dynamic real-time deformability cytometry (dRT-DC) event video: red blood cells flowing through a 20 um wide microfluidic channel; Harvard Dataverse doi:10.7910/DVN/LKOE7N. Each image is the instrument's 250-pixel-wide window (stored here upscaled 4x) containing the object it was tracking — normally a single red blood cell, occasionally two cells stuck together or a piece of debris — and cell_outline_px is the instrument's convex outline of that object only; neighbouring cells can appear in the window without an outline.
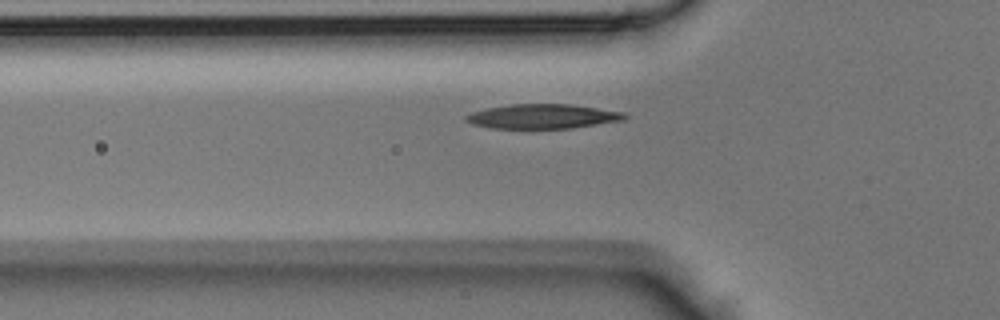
{"species": "Egyptian fruit bat (a non-hibernating species)", "species_latin": "Rousettus aegyptiacus", "temperature_condition": "room temperature", "stored_images_in_passage": 30, "camera_frame_rate_fps": 3000, "um_per_image_px": 0.085, "animal": {"sex": "male"}, "frame": {"image": 1, "passage_image": 3, "time_ms": 0.667, "image_size_px": [1000, 320], "cell_outline_px": [[628, 116], [624, 120], [572, 128], [492, 128], [472, 124], [464, 120], [464, 116], [472, 112], [488, 108], [508, 104], [572, 104], [624, 112]], "centroid_in_image_um": [46.13, 9.89], "position_along_channel_um": 79.7, "area_um2": 22.66}}
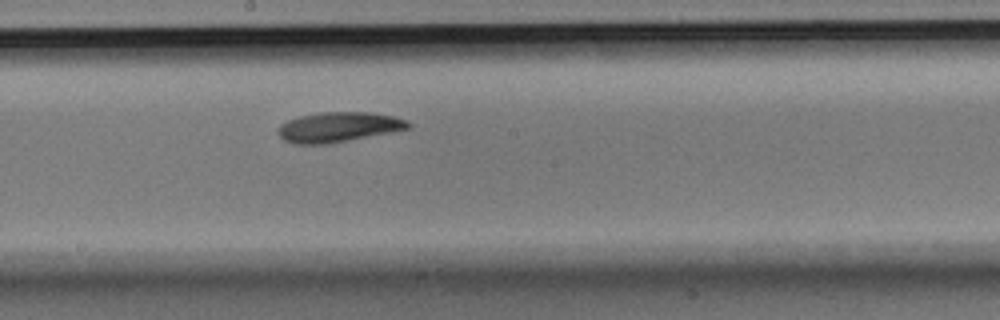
{"frame": {"image": 2, "passage_image": 12, "time_ms": 3.667, "image_size_px": [1000, 320], "cell_outline_px": [[412, 124], [408, 128], [328, 144], [292, 144], [284, 140], [276, 132], [276, 128], [280, 124], [288, 120], [300, 116], [320, 112], [372, 112], [392, 116], [408, 120]], "centroid_in_image_um": [28.71, 10.79], "position_along_channel_um": 219.5, "area_um2": 22.66}}
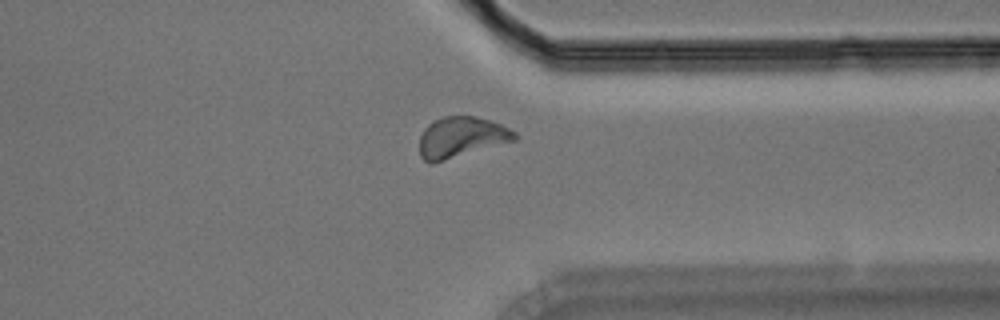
{"frame": {"image": 3, "passage_image": 22, "time_ms": 7.0, "image_size_px": [1000, 320], "cell_outline_px": [[516, 140], [432, 164], [428, 164], [420, 156], [420, 136], [424, 128], [432, 120], [444, 116], [472, 116], [488, 120], [500, 124], [516, 132]], "centroid_in_image_um": [39.16, 11.67], "position_along_channel_um": 372.2, "area_um2": 22.54}}